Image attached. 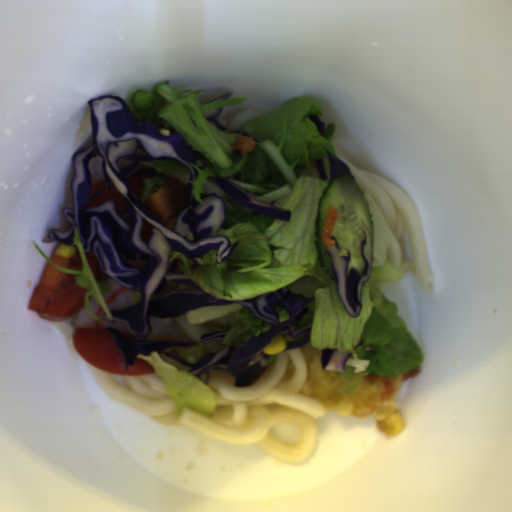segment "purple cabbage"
Masks as SVG:
<instances>
[{
	"mask_svg": "<svg viewBox=\"0 0 512 512\" xmlns=\"http://www.w3.org/2000/svg\"><path fill=\"white\" fill-rule=\"evenodd\" d=\"M222 112H223V107L209 109L207 111H204L203 116L213 127H215L216 129H218L221 132H224L228 135H230L232 132H236V133H240V134L251 137L254 142H262L263 139L250 134L246 130H240V129H236V128L231 129L230 127H227V126H224L223 124H221L217 120V118L219 116H221Z\"/></svg>",
	"mask_w": 512,
	"mask_h": 512,
	"instance_id": "obj_5",
	"label": "purple cabbage"
},
{
	"mask_svg": "<svg viewBox=\"0 0 512 512\" xmlns=\"http://www.w3.org/2000/svg\"><path fill=\"white\" fill-rule=\"evenodd\" d=\"M367 237L363 231V239L360 242V255L364 261V271L361 274L356 268H351L347 273L352 254L342 255L331 261L330 267L334 275L338 296L343 308L352 317L360 314L362 306V288L371 276L372 268L368 258L364 255Z\"/></svg>",
	"mask_w": 512,
	"mask_h": 512,
	"instance_id": "obj_2",
	"label": "purple cabbage"
},
{
	"mask_svg": "<svg viewBox=\"0 0 512 512\" xmlns=\"http://www.w3.org/2000/svg\"><path fill=\"white\" fill-rule=\"evenodd\" d=\"M234 93L232 91H228L226 93H224L223 95L215 98V99H212L208 102H206L205 104H210V103H215V102H220V101H225L226 99H228L229 97H231ZM204 104V105H205Z\"/></svg>",
	"mask_w": 512,
	"mask_h": 512,
	"instance_id": "obj_11",
	"label": "purple cabbage"
},
{
	"mask_svg": "<svg viewBox=\"0 0 512 512\" xmlns=\"http://www.w3.org/2000/svg\"><path fill=\"white\" fill-rule=\"evenodd\" d=\"M216 185L237 205L250 209L260 215L290 222L292 211L276 205L261 202L255 196L229 179L215 175L211 177Z\"/></svg>",
	"mask_w": 512,
	"mask_h": 512,
	"instance_id": "obj_3",
	"label": "purple cabbage"
},
{
	"mask_svg": "<svg viewBox=\"0 0 512 512\" xmlns=\"http://www.w3.org/2000/svg\"><path fill=\"white\" fill-rule=\"evenodd\" d=\"M326 151H327V155H328V159H329L331 180L336 177H343L345 175H350L353 177L351 169L344 161H342L338 157L334 156L327 149H326Z\"/></svg>",
	"mask_w": 512,
	"mask_h": 512,
	"instance_id": "obj_6",
	"label": "purple cabbage"
},
{
	"mask_svg": "<svg viewBox=\"0 0 512 512\" xmlns=\"http://www.w3.org/2000/svg\"><path fill=\"white\" fill-rule=\"evenodd\" d=\"M315 166H316V171L318 173L320 180L328 181L325 166H324L322 158L316 159Z\"/></svg>",
	"mask_w": 512,
	"mask_h": 512,
	"instance_id": "obj_10",
	"label": "purple cabbage"
},
{
	"mask_svg": "<svg viewBox=\"0 0 512 512\" xmlns=\"http://www.w3.org/2000/svg\"><path fill=\"white\" fill-rule=\"evenodd\" d=\"M228 332H230V331L222 330V331H217V332L203 333L199 338L200 343L206 344V343L215 342V341H222Z\"/></svg>",
	"mask_w": 512,
	"mask_h": 512,
	"instance_id": "obj_7",
	"label": "purple cabbage"
},
{
	"mask_svg": "<svg viewBox=\"0 0 512 512\" xmlns=\"http://www.w3.org/2000/svg\"><path fill=\"white\" fill-rule=\"evenodd\" d=\"M91 133L71 157L73 177L70 185L72 207L62 210L71 225L68 230L48 229L43 243L54 242L72 245L75 227L84 253L96 255L103 280H113L140 294L137 304L120 311H110L113 319L106 322L122 323L129 330L131 339L114 328H105L119 350L125 372L133 366L139 354L150 356L168 348L166 355L171 360L189 368L188 373L201 379L207 386L210 370H220L234 377L235 388L253 386L267 370L271 354L263 348L277 336L289 335L301 340L286 343L285 350L305 347L310 343L312 324L300 331L295 321L308 314L309 303L314 297H305L286 287L244 300L225 301L210 295L193 282L185 272H169L171 252L182 253L195 263H200L205 254L216 249V262L220 264L237 249L240 240L233 244L219 234L225 221L224 200L213 193L201 194L203 203L193 196V180L198 171L212 169L214 163L193 145L164 117L141 120L131 110L128 102L120 96L94 97L88 100ZM170 129L169 137L162 136L159 129ZM166 160L178 162L190 171L187 186L188 200L183 208L172 214L163 224L152 217L142 201L133 192L128 180L140 172H152L167 179L163 174L141 162ZM101 180L102 184L90 199L91 185ZM104 184L116 188L124 197L128 210L116 211L111 200L86 209ZM177 217L173 230L167 228L168 221ZM142 220L153 229L147 242L141 237ZM145 260L146 266L135 269L124 262ZM275 303L283 306L290 319L280 323ZM241 304L248 307L258 319L271 324L270 330L252 336L238 344H223L217 352L205 353L196 363L186 361L173 348L192 347L196 342L156 341L148 338L152 332V319H175L201 306Z\"/></svg>",
	"mask_w": 512,
	"mask_h": 512,
	"instance_id": "obj_1",
	"label": "purple cabbage"
},
{
	"mask_svg": "<svg viewBox=\"0 0 512 512\" xmlns=\"http://www.w3.org/2000/svg\"><path fill=\"white\" fill-rule=\"evenodd\" d=\"M310 122H313L315 125L316 130L319 132L321 136L324 137L325 135V122H322L319 120V115L310 114L307 117Z\"/></svg>",
	"mask_w": 512,
	"mask_h": 512,
	"instance_id": "obj_9",
	"label": "purple cabbage"
},
{
	"mask_svg": "<svg viewBox=\"0 0 512 512\" xmlns=\"http://www.w3.org/2000/svg\"><path fill=\"white\" fill-rule=\"evenodd\" d=\"M331 238H332V240H334V244H333L332 246H327V245L325 244L324 249H325V251H326V253H327V255H328L329 259H331V260H332L333 258H335L337 255H339V254H340L341 250H340V248H339V241H338V239H337V238H335V237H334V236H332V235H331Z\"/></svg>",
	"mask_w": 512,
	"mask_h": 512,
	"instance_id": "obj_8",
	"label": "purple cabbage"
},
{
	"mask_svg": "<svg viewBox=\"0 0 512 512\" xmlns=\"http://www.w3.org/2000/svg\"><path fill=\"white\" fill-rule=\"evenodd\" d=\"M351 354L350 352H339L338 349L335 348H322L320 356L323 371L345 372V364Z\"/></svg>",
	"mask_w": 512,
	"mask_h": 512,
	"instance_id": "obj_4",
	"label": "purple cabbage"
}]
</instances>
